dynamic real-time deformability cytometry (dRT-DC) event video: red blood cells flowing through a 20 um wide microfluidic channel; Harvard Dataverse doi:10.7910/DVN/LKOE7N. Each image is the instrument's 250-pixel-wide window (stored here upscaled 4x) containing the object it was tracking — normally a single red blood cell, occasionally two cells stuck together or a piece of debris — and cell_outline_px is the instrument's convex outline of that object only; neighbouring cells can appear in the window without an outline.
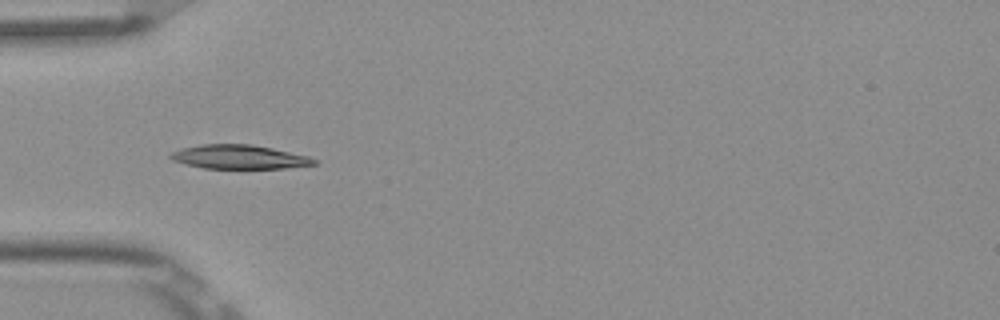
{"species": "Egyptian fruit bat (a non-hibernating species)", "species_latin": "Rousettus aegyptiacus", "temperature_condition": "room temperature", "stored_images_in_passage": 2, "camera_frame_rate_fps": 3000, "um_per_image_px": 0.085, "frame": {"image": 1, "passage_image": 1, "time_ms": 0.0, "image_size_px": [1000, 320], "cell_outline_px": [[316, 164], [284, 168], [204, 168], [184, 164], [172, 160], [168, 156], [172, 152], [180, 148], [200, 144], [252, 144], [272, 148], [308, 156], [316, 160]], "centroid_in_image_um": [20.27, 13.33], "position_along_channel_um": 64.7, "area_um2": 20.0}}
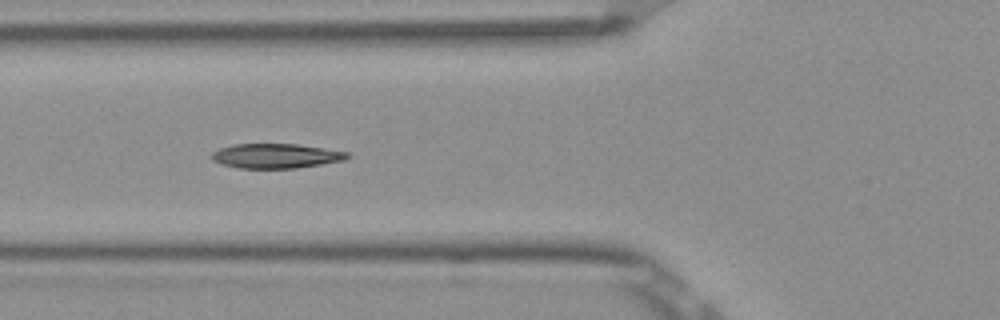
{"frame": {"image": 2, "passage_image": 2, "time_ms": 0.333, "image_size_px": [1000, 320], "cell_outline_px": [[352, 156], [344, 160], [296, 168], [240, 168], [224, 164], [212, 160], [212, 152], [220, 148], [236, 144], [296, 144], [324, 148], [348, 152]], "centroid_in_image_um": [23.48, 13.25], "position_along_channel_um": 102.3, "area_um2": 19.25}}